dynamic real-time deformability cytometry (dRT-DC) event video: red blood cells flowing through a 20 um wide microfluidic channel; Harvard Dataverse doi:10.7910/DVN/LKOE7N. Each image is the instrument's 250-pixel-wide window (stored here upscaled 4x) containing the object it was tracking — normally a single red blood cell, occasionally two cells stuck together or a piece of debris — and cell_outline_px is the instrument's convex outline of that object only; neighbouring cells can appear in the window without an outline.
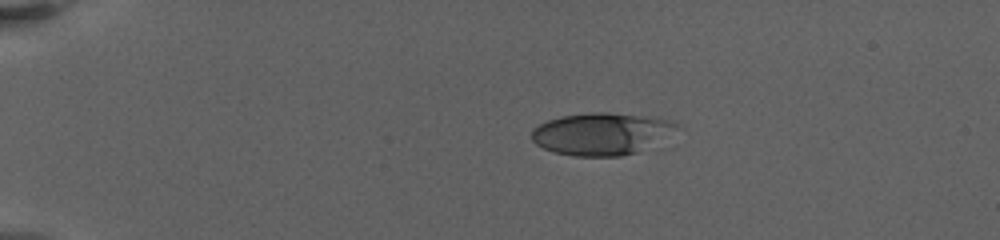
{"species": "human", "species_latin": "Homo sapiens", "temperature_condition": "warm", "stored_images_in_passage": 34, "camera_frame_rate_fps": 3000, "um_per_image_px": 0.085, "donor": {"sex": "female"}, "frame": {"image": 1, "passage_image": 1, "time_ms": 0.0, "image_size_px": [1000, 240], "cell_outline_px": [[680, 128], [636, 152], [620, 156], [576, 156], [556, 152], [544, 148], [536, 144], [532, 140], [532, 128], [548, 120], [560, 116], [592, 112], [608, 112], [660, 116], [680, 124]], "centroid_in_image_um": [51.14, 11.34], "position_along_channel_um": 33.9, "area_um2": 35.66}}
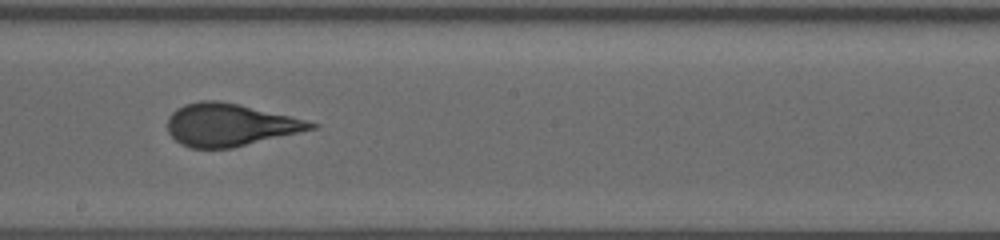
{"frame": {"image": 2, "passage_image": 20, "time_ms": 8.333, "image_size_px": [1000, 240], "cell_outline_px": [[320, 124], [316, 128], [232, 148], [192, 148], [180, 144], [168, 132], [168, 116], [176, 108], [184, 104], [200, 100], [220, 100], [240, 104]], "centroid_in_image_um": [19.48, 10.6], "position_along_channel_um": 228.7, "area_um2": 35.32}}
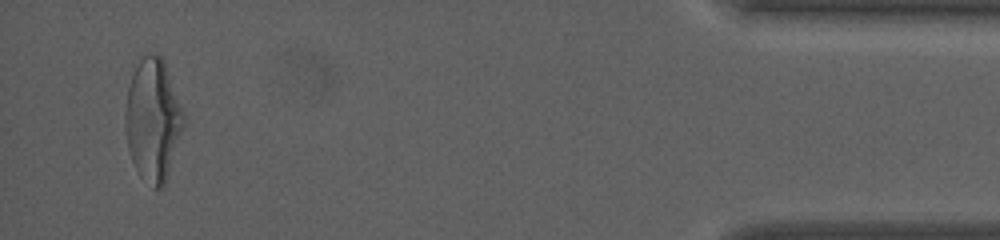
{"frame": {"image": 3, "passage_image": 34, "time_ms": 16.333, "image_size_px": [1000, 240], "cell_outline_px": [[184, 128], [164, 188], [152, 188], [140, 176], [132, 160], [128, 148], [124, 116], [128, 88], [132, 76], [140, 60], [144, 56], [156, 52], [164, 60], [184, 112]], "centroid_in_image_um": [13.02, 10.23], "position_along_channel_um": 422.2, "area_um2": 41.62}, "authors_computed_cell_mechanics": {"area_um2": 35.1713, "velocity_mm_per_s": 3.2415, "shape_relaxation_time_tau1_ms": 5.4806, "shape_relaxation_time_tau2_ms": 0.7799, "deformation_change_tau1": 0.2128, "deformation_change_tau2": 0.0919}}